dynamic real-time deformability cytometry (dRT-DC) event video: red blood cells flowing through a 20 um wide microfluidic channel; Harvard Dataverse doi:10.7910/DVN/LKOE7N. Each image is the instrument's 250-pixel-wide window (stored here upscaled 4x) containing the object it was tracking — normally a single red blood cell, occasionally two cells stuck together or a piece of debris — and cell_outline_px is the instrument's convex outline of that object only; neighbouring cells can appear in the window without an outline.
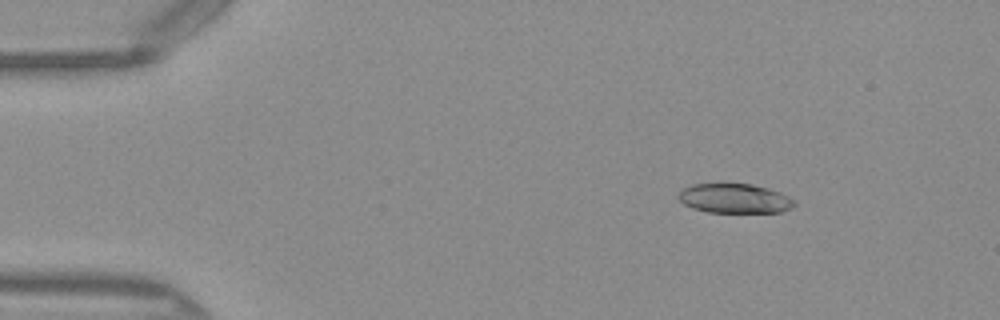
{"species": "Egyptian fruit bat (a non-hibernating species)", "species_latin": "Rousettus aegyptiacus", "temperature_condition": "warm", "stored_images_in_passage": 50, "camera_frame_rate_fps": 3000, "um_per_image_px": 0.085, "frame": {"image": 1, "passage_image": 7, "time_ms": 2.0, "image_size_px": [1000, 320], "cell_outline_px": [[796, 204], [792, 208], [780, 212], [708, 212], [692, 208], [684, 204], [676, 196], [680, 188], [692, 184], [752, 184], [768, 188], [780, 192], [796, 200]], "centroid_in_image_um": [62.43, 16.86], "position_along_channel_um": 22.6, "area_um2": 20.11}}
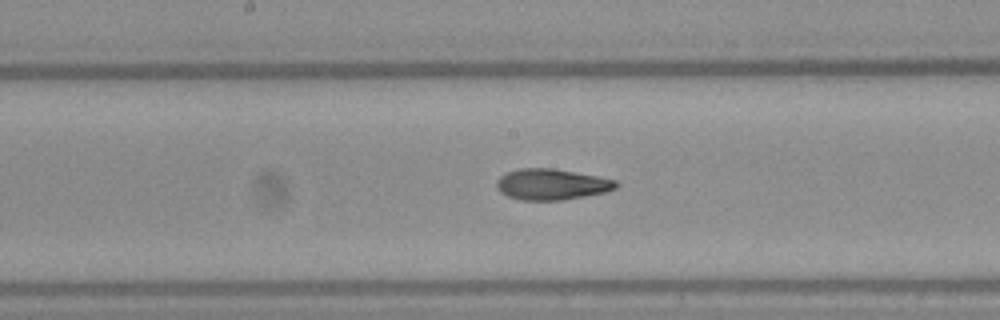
{"frame": {"image": 2, "passage_image": 26, "time_ms": 8.333, "image_size_px": [1000, 320], "cell_outline_px": [[620, 184], [616, 188], [604, 192], [584, 196], [560, 200], [520, 200], [508, 196], [500, 192], [496, 188], [496, 180], [500, 176], [508, 172], [520, 168], [552, 168], [596, 176], [616, 180]], "centroid_in_image_um": [46.86, 15.67], "position_along_channel_um": 201.3, "area_um2": 21.44}}
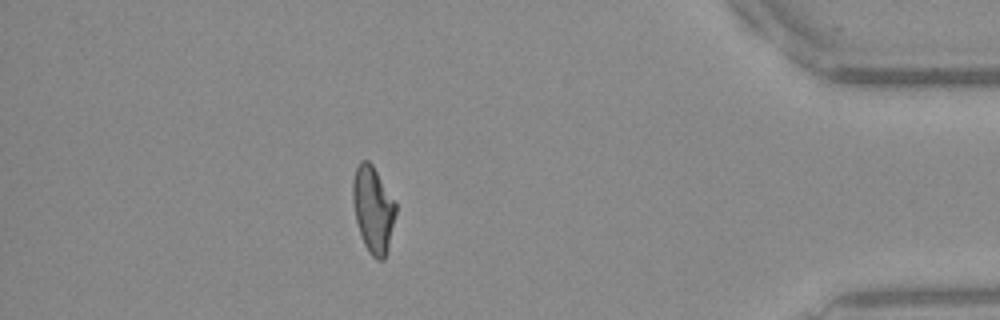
{"frame": {"image": 3, "passage_image": 44, "time_ms": 14.333, "image_size_px": [1000, 320], "cell_outline_px": [[396, 212], [384, 260], [376, 260], [368, 252], [364, 244], [356, 220], [352, 200], [352, 180], [356, 168], [360, 160], [368, 160], [372, 164], [396, 204]], "centroid_in_image_um": [31.69, 17.78], "position_along_channel_um": 403.5, "area_um2": 21.33}, "authors_computed_cell_mechanics": {"area_um2": 21.4438, "velocity_mm_per_s": 4.0942, "shape_relaxation_time_tau1_ms": 6.8921, "shape_relaxation_time_tau2_ms": 1.7378, "deformation_change_tau1": 0.238, "deformation_change_tau2": 0.0909}}